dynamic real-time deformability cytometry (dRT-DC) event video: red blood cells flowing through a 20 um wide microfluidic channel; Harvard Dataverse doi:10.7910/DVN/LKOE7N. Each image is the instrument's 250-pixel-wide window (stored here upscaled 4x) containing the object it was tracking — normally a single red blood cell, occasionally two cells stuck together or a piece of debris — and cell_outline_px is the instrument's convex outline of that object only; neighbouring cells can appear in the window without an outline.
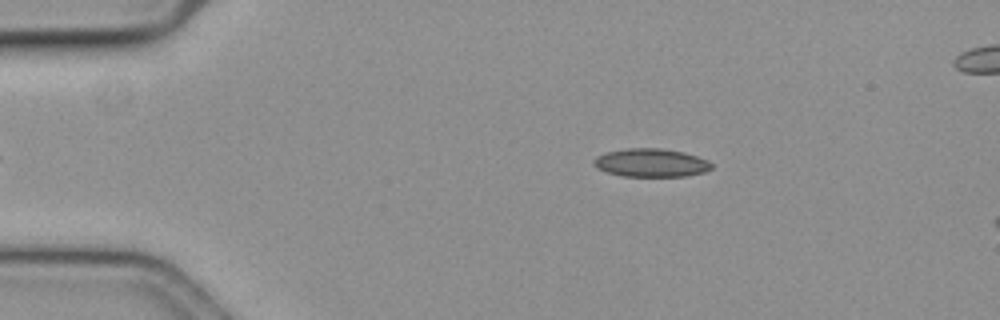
{"species": "common noctule bat (a hibernating species)", "species_latin": "Nyctalus noctula", "temperature_condition": "cold", "stored_images_in_passage": 8, "camera_frame_rate_fps": 3000, "um_per_image_px": 0.085, "animal": {"sex": "female", "body_mass_g": 19.3, "forearm_length_mm": 54.1}, "frame": {"image": 1, "passage_image": 4, "time_ms": 1.0, "image_size_px": [1000, 320], "cell_outline_px": [[712, 168], [704, 172], [684, 176], [624, 176], [608, 172], [596, 168], [592, 164], [592, 160], [596, 156], [604, 152], [628, 148], [660, 148], [684, 152], [708, 160], [712, 164]], "centroid_in_image_um": [55.3, 13.83], "position_along_channel_um": 29.7, "area_um2": 19.48}}